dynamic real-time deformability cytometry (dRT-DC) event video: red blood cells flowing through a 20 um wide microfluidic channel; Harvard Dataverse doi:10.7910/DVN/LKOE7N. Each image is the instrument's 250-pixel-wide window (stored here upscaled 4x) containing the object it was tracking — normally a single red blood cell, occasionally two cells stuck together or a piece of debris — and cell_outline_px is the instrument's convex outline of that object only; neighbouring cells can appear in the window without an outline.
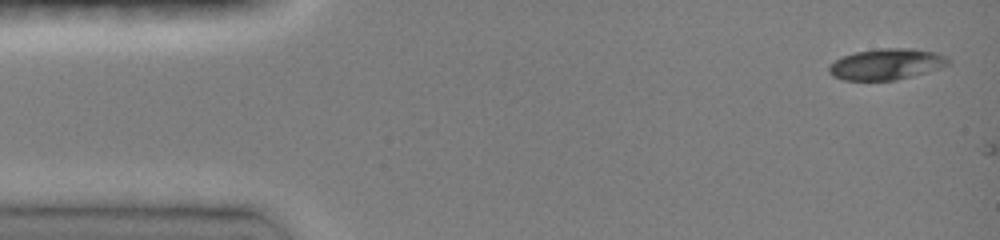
{"species": "common noctule bat (a hibernating species)", "species_latin": "Nyctalus noctula", "temperature_condition": "room temperature", "stored_images_in_passage": 2, "camera_frame_rate_fps": 3000, "um_per_image_px": 0.085, "animal": {"sex": "female", "body_mass_g": 19.0, "forearm_length_mm": 51.5}, "frame": {"image": 1, "passage_image": 1, "time_ms": 0.0, "image_size_px": [1000, 240], "cell_outline_px": [[952, 60], [948, 64], [940, 68], [928, 72], [896, 80], [844, 80], [832, 76], [828, 72], [828, 64], [844, 56], [856, 52], [880, 48], [912, 48], [936, 52], [948, 56]], "centroid_in_image_um": [75.37, 5.45], "position_along_channel_um": 9.6, "area_um2": 21.79}}